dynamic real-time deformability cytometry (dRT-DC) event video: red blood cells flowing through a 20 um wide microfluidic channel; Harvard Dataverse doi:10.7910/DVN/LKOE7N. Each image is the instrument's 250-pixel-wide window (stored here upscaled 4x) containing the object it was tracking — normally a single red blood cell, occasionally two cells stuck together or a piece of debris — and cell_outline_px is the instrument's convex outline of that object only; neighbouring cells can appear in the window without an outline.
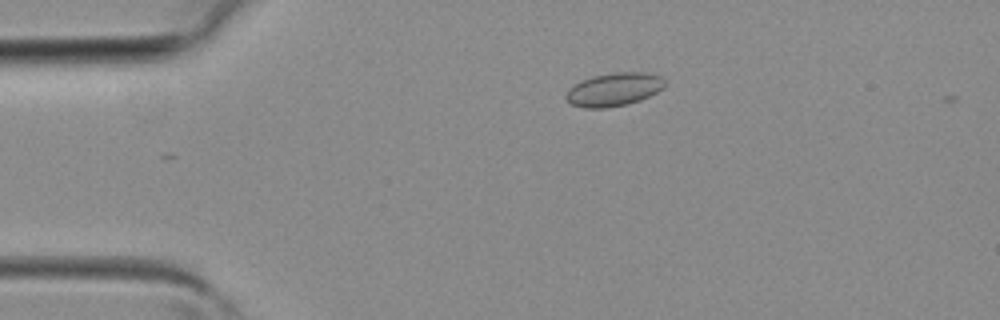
{"species": "common noctule bat (a hibernating species)", "species_latin": "Nyctalus noctula", "temperature_condition": "room temperature", "stored_images_in_passage": 2, "camera_frame_rate_fps": 3000, "um_per_image_px": 0.085, "animal": {"sex": "female", "body_mass_g": 19.3, "forearm_length_mm": 54.1}, "frame": {"image": 1, "passage_image": 1, "time_ms": 0.0, "image_size_px": [1000, 320], "cell_outline_px": [[664, 88], [640, 100], [628, 104], [604, 108], [584, 108], [572, 104], [564, 96], [568, 88], [580, 80], [592, 76], [616, 72], [648, 72], [660, 76], [664, 80]], "centroid_in_image_um": [52.16, 7.59], "position_along_channel_um": 32.8, "area_um2": 19.25}}